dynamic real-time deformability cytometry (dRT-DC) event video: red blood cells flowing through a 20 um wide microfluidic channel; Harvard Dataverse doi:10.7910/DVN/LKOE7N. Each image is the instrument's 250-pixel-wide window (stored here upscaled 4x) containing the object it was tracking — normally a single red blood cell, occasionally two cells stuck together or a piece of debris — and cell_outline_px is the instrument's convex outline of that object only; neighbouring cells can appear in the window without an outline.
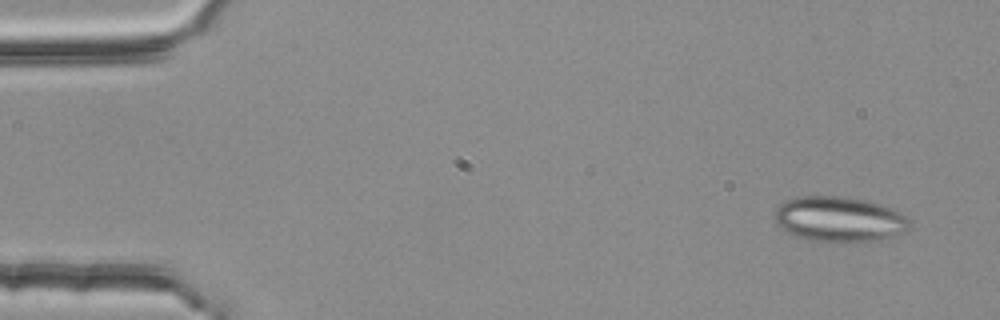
{"species": "common noctule bat (a hibernating species)", "species_latin": "Nyctalus noctula", "temperature_condition": "room temperature", "stored_images_in_passage": 4, "camera_frame_rate_fps": 3000, "um_per_image_px": 0.085, "animal": {"sex": "female", "body_mass_g": 25.1}, "frame": {"image": 1, "passage_image": 1, "time_ms": 0.0, "image_size_px": [1000, 320], "cell_outline_px": [[912, 228], [888, 240], [812, 240], [796, 236], [788, 232], [776, 224], [776, 208], [784, 200], [796, 196], [844, 196], [868, 200], [892, 208], [900, 212], [912, 220]], "centroid_in_image_um": [71.41, 18.6], "position_along_channel_um": 13.6, "area_um2": 35.66}}